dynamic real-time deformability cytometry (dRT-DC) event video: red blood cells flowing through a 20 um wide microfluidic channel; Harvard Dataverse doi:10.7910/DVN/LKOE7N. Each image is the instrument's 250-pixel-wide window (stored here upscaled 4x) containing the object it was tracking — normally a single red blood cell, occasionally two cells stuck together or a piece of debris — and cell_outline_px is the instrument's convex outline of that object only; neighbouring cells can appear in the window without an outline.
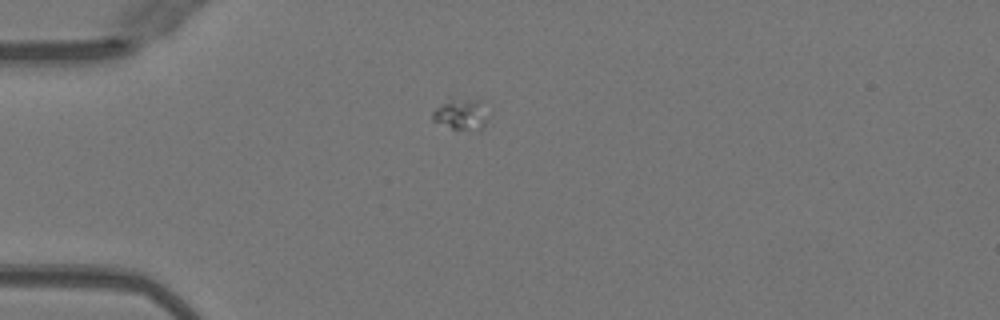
{"species": "Egyptian fruit bat (a non-hibernating species)", "species_latin": "Rousettus aegyptiacus", "temperature_condition": "warm", "stored_images_in_passage": 45, "camera_frame_rate_fps": 3000, "um_per_image_px": 0.085, "animal": {"sex": "female"}, "frame": {"image": 1, "passage_image": 7, "time_ms": 2.0, "image_size_px": [1000, 320], "cell_outline_px": [[488, 120], [484, 128], [480, 132], [452, 128], [432, 120], [432, 112], [448, 96], [484, 100]], "centroid_in_image_um": [39.25, 9.67], "position_along_channel_um": 45.8, "area_um2": 10.87}}
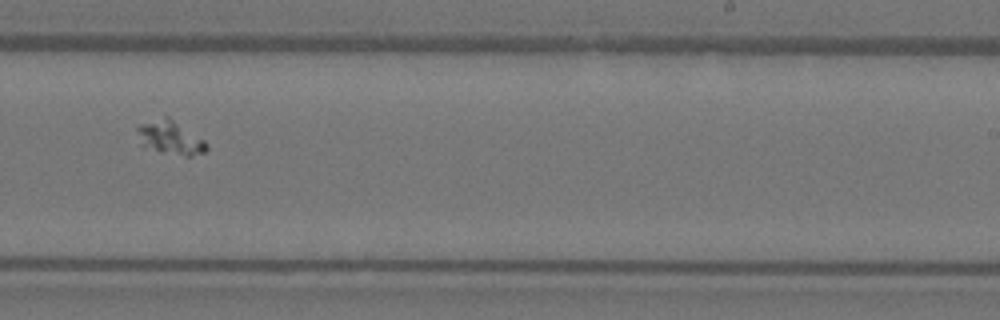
{"frame": {"image": 2, "passage_image": 26, "time_ms": 8.333, "image_size_px": [1000, 320], "cell_outline_px": [[208, 148], [204, 152], [192, 156], [184, 156], [160, 152], [140, 144], [136, 128], [140, 124], [164, 116], [168, 116], [204, 140], [208, 144]], "centroid_in_image_um": [14.47, 11.7], "position_along_channel_um": 274.5, "area_um2": 13.53}}
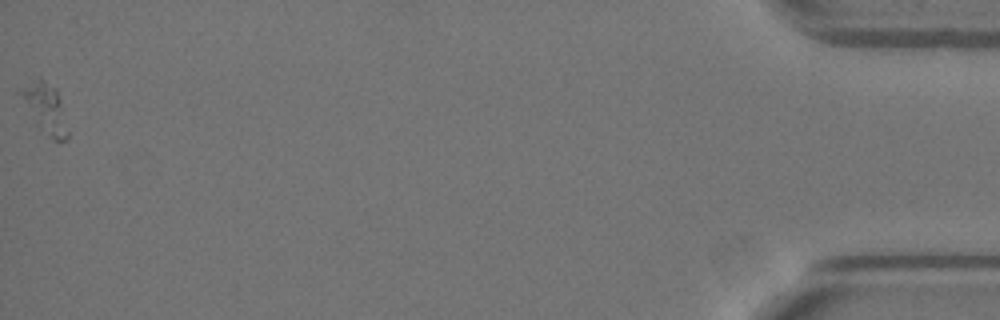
{"frame": {"image": 3, "passage_image": 45, "time_ms": 14.667, "image_size_px": [1000, 320], "cell_outline_px": [[68, 136], [64, 140], [52, 140], [20, 92], [24, 88], [40, 76], [56, 88], [60, 100], [68, 132]], "centroid_in_image_um": [3.97, 9.15], "position_along_channel_um": 431.2, "area_um2": 11.96}}